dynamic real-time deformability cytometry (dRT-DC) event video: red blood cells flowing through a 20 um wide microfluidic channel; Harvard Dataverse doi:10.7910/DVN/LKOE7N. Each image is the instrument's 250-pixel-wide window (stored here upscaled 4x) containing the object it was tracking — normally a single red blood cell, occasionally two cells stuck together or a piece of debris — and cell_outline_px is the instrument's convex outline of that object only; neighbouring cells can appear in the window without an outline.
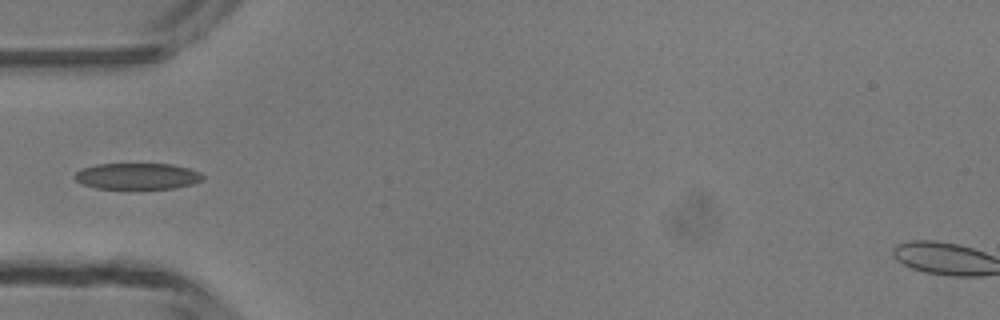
{"species": "common noctule bat (a hibernating species)", "species_latin": "Nyctalus noctula", "temperature_condition": "room temperature", "stored_images_in_passage": 5, "camera_frame_rate_fps": 3000, "um_per_image_px": 0.085, "animal": {"sex": "male", "body_mass_g": 13.3}, "frame": {"image": 1, "passage_image": 4, "time_ms": 3.667, "image_size_px": [1000, 320], "cell_outline_px": [[204, 180], [192, 184], [176, 188], [96, 188], [84, 184], [76, 180], [72, 176], [80, 168], [96, 164], [172, 164], [188, 168], [200, 172], [204, 176]], "centroid_in_image_um": [11.68, 14.96], "position_along_channel_um": 73.3, "area_um2": 19.59}}
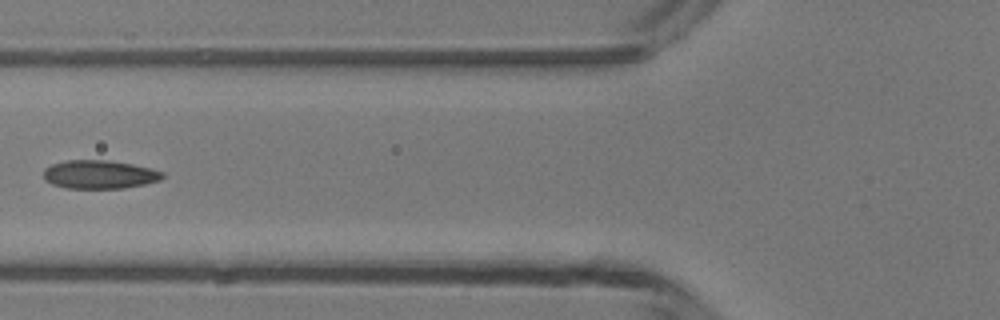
{"frame": {"image": 2, "passage_image": 5, "time_ms": 4.667, "image_size_px": [1000, 320], "cell_outline_px": [[164, 176], [160, 180], [144, 184], [124, 188], [64, 188], [52, 184], [44, 180], [44, 168], [52, 164], [68, 160], [108, 160], [132, 164], [164, 172]], "centroid_in_image_um": [8.43, 14.83], "position_along_channel_um": 117.4, "area_um2": 19.71}}